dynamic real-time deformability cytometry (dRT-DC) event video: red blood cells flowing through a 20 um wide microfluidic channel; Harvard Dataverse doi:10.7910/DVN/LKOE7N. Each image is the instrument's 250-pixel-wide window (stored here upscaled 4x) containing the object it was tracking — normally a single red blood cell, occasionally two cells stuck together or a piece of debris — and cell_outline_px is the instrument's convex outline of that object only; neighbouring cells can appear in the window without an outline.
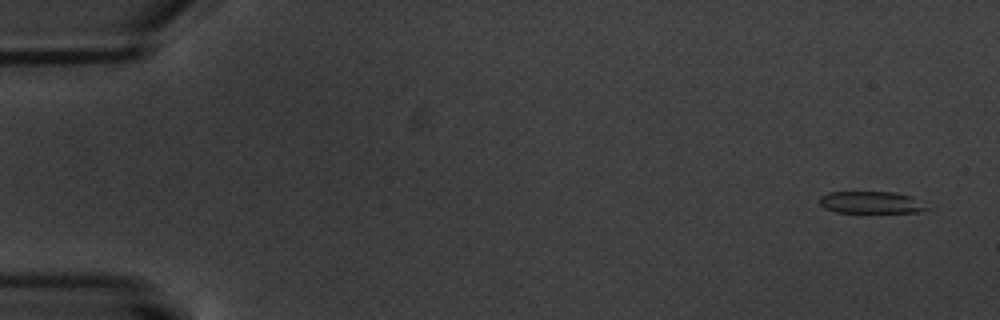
{"species": "common noctule bat (a hibernating species)", "species_latin": "Nyctalus noctula", "temperature_condition": "warm", "stored_images_in_passage": 6, "camera_frame_rate_fps": 3000, "um_per_image_px": 0.085, "animal": {"sex": "male", "body_mass_g": 20.1, "forearm_length_mm": 53.5}, "frame": {"image": 1, "passage_image": 1, "time_ms": 0.0, "image_size_px": [1000, 320], "cell_outline_px": [[928, 208], [924, 212], [836, 212], [824, 208], [820, 204], [820, 196], [828, 192], [892, 192], [912, 196]], "centroid_in_image_um": [74.01, 17.2], "position_along_channel_um": 11.0, "area_um2": 13.64}}